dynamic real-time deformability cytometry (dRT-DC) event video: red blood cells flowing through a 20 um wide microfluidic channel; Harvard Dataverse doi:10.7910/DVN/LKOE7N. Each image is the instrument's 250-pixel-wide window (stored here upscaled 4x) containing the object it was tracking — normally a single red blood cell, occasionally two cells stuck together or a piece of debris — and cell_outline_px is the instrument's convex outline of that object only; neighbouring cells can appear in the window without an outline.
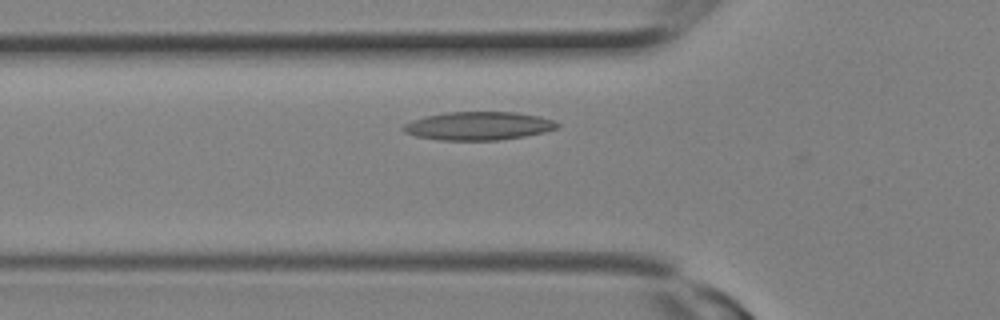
{"species": "Egyptian fruit bat (a non-hibernating species)", "species_latin": "Rousettus aegyptiacus", "temperature_condition": "room temperature", "stored_images_in_passage": 7, "camera_frame_rate_fps": 3000, "um_per_image_px": 0.085, "animal": {"sex": "female"}, "frame": {"image": 1, "passage_image": 5, "time_ms": 1.333, "image_size_px": [1000, 320], "cell_outline_px": [[560, 124], [556, 128], [544, 132], [524, 136], [500, 140], [440, 140], [416, 136], [404, 132], [400, 128], [404, 124], [412, 120], [424, 116], [444, 112], [516, 112], [540, 116], [556, 120]], "centroid_in_image_um": [40.66, 10.69], "position_along_channel_um": 85.1, "area_um2": 25.61}}
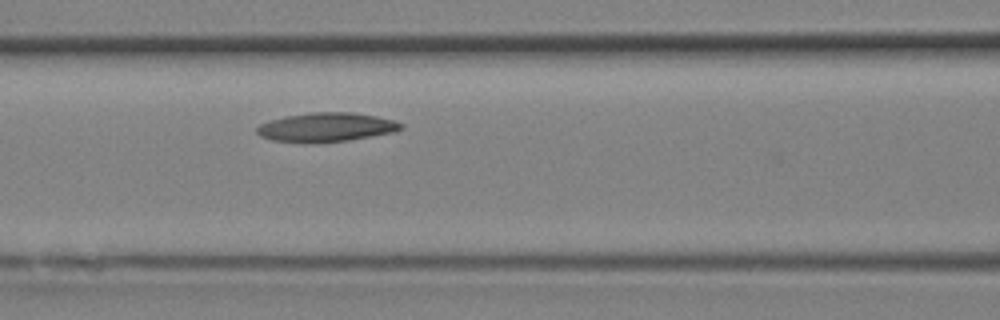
{"frame": {"image": 2, "passage_image": 7, "time_ms": 2.0, "image_size_px": [1000, 320], "cell_outline_px": [[404, 128], [396, 132], [348, 140], [312, 144], [304, 144], [272, 140], [260, 136], [256, 132], [256, 128], [260, 124], [284, 116], [312, 112], [352, 112], [376, 116], [392, 120], [404, 124]], "centroid_in_image_um": [27.73, 10.83], "position_along_channel_um": 138.9, "area_um2": 24.74}}